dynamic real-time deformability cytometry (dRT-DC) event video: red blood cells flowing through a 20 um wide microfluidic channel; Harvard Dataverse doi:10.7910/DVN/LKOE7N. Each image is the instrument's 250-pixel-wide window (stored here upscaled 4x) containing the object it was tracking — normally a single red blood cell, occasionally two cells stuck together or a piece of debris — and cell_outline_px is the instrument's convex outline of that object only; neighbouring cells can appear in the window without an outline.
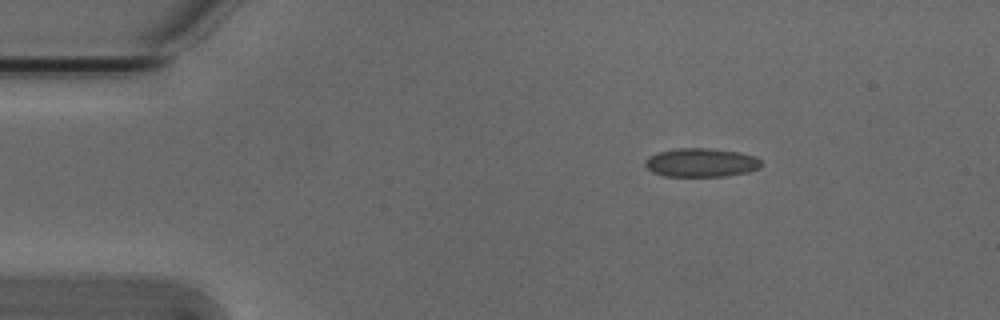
{"species": "Egyptian fruit bat (a non-hibernating species)", "species_latin": "Rousettus aegyptiacus", "temperature_condition": "cold", "stored_images_in_passage": 3, "camera_frame_rate_fps": 3000, "um_per_image_px": 0.085, "animal": {"sex": "male"}, "frame": {"image": 1, "passage_image": 1, "time_ms": 0.0, "image_size_px": [1000, 320], "cell_outline_px": [[760, 168], [748, 172], [728, 176], [664, 176], [652, 172], [644, 164], [644, 160], [648, 156], [660, 152], [676, 148], [712, 148], [740, 152], [756, 156], [760, 160]], "centroid_in_image_um": [59.6, 13.82], "position_along_channel_um": 25.4, "area_um2": 19.59}}
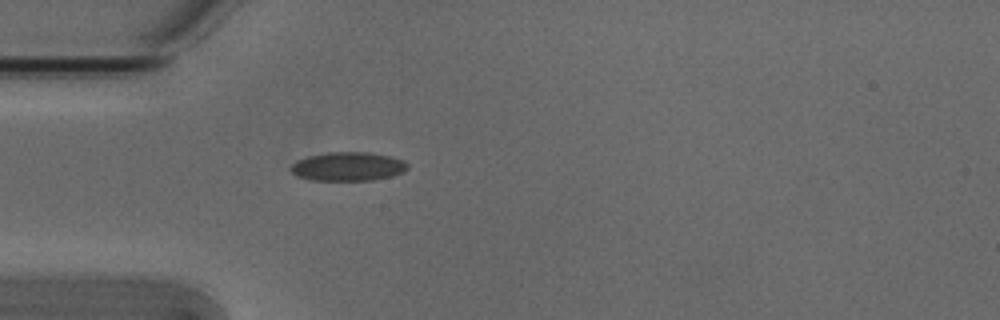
{"frame": {"image": 2, "passage_image": 3, "time_ms": 0.667, "image_size_px": [1000, 320], "cell_outline_px": [[408, 168], [404, 172], [392, 176], [372, 180], [312, 180], [296, 176], [288, 168], [296, 160], [308, 156], [328, 152], [368, 152], [392, 156], [404, 160], [408, 164]], "centroid_in_image_um": [29.58, 14.14], "position_along_channel_um": 55.4, "area_um2": 19.83}}